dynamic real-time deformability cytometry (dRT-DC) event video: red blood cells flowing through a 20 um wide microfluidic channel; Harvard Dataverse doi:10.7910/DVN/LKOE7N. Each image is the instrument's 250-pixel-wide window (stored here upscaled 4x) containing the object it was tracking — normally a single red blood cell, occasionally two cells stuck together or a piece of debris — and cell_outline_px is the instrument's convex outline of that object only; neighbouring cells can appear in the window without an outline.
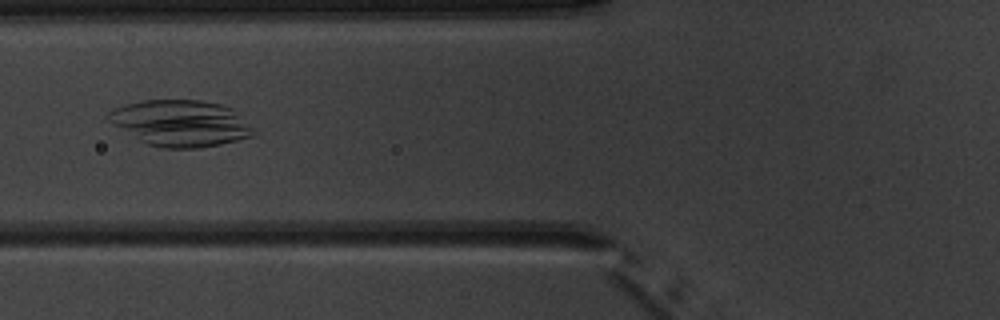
{"species": "common noctule bat (a hibernating species)", "species_latin": "Nyctalus noctula", "temperature_condition": "warm", "stored_images_in_passage": 5, "camera_frame_rate_fps": 3000, "um_per_image_px": 0.085, "animal": {"sex": "male", "body_mass_g": 20.1, "forearm_length_mm": 53.5}, "frame": {"image": 1, "passage_image": 5, "time_ms": 4.667, "image_size_px": [1000, 320], "cell_outline_px": [[252, 136], [220, 144], [196, 148], [164, 148], [148, 144], [140, 140], [112, 124], [108, 120], [108, 112], [112, 108], [124, 104], [144, 100], [200, 100], [220, 104], [232, 108], [252, 128]], "centroid_in_image_um": [15.3, 10.46], "position_along_channel_um": 110.5, "area_um2": 38.67}}